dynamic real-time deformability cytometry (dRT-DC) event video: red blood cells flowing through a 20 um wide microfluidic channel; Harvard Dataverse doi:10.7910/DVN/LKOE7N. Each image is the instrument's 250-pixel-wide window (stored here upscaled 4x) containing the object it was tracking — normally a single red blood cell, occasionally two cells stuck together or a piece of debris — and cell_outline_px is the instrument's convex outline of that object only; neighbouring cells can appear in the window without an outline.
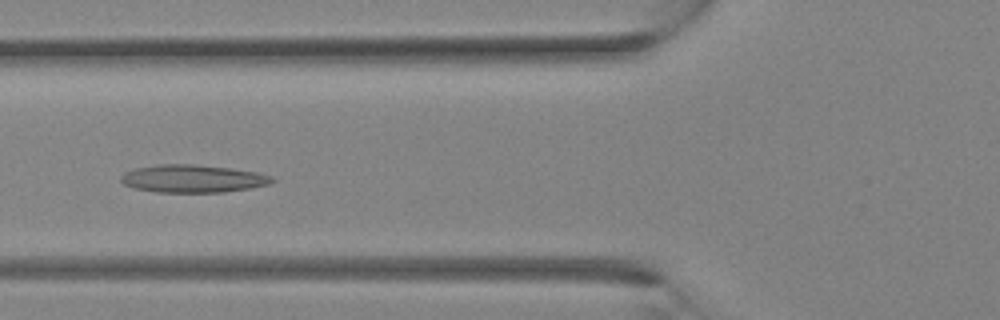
{"species": "Egyptian fruit bat (a non-hibernating species)", "species_latin": "Rousettus aegyptiacus", "temperature_condition": "room temperature", "stored_images_in_passage": 28, "segment_of_instrument_passage": [1, 2], "camera_frame_rate_fps": 3000, "um_per_image_px": 0.085, "animal": {"sex": "female"}, "frame": {"image": 1, "passage_image": 7, "time_ms": 2.0, "image_size_px": [1000, 320], "cell_outline_px": [[276, 180], [268, 184], [252, 188], [224, 192], [156, 192], [136, 188], [124, 184], [120, 180], [120, 176], [124, 172], [136, 168], [160, 164], [196, 164], [260, 172], [272, 176]], "centroid_in_image_um": [16.41, 15.18], "position_along_channel_um": 109.4, "area_um2": 24.51}}
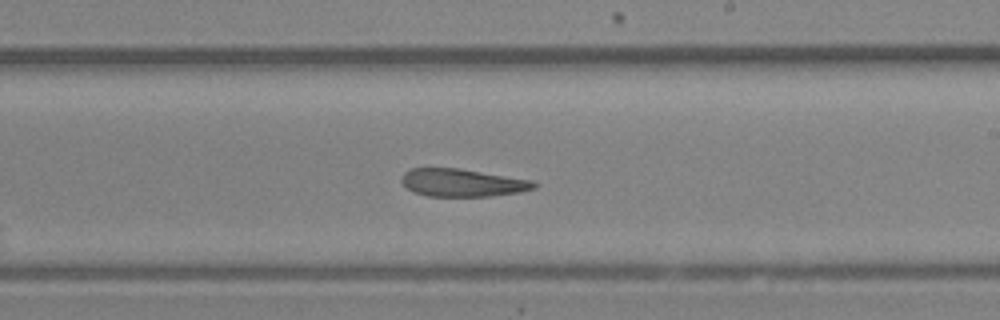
{"frame": {"image": 2, "passage_image": 14, "time_ms": 4.333, "image_size_px": [1000, 320], "cell_outline_px": [[536, 188], [520, 192], [488, 196], [428, 196], [412, 192], [400, 180], [400, 176], [404, 172], [412, 168], [460, 168], [532, 180], [536, 184]], "centroid_in_image_um": [39.27, 15.52], "position_along_channel_um": 249.7, "area_um2": 21.44}}
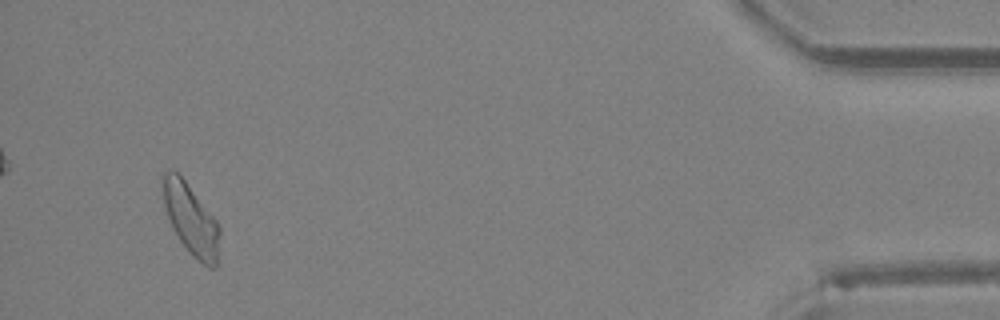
{"frame": {"image": 3, "passage_image": 26, "time_ms": 8.333, "image_size_px": [1000, 320], "cell_outline_px": [[220, 232], [216, 268], [208, 268], [196, 260], [192, 256], [180, 240], [172, 228], [164, 204], [160, 176], [168, 168], [176, 172], [184, 180], [216, 220], [220, 228]], "centroid_in_image_um": [16.21, 18.65], "position_along_channel_um": 419.0, "area_um2": 23.41}}